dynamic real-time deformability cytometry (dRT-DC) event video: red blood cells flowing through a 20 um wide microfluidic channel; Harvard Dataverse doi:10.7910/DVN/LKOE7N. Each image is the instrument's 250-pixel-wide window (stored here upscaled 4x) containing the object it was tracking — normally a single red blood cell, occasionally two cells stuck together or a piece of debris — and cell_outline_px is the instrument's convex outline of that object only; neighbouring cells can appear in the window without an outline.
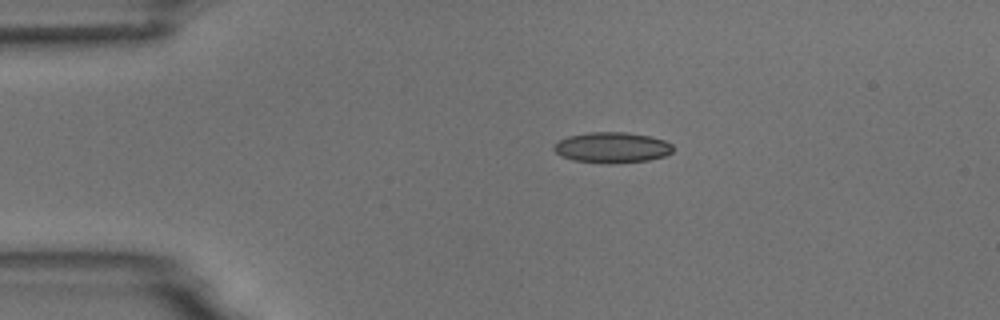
{"species": "common noctule bat (a hibernating species)", "species_latin": "Nyctalus noctula", "temperature_condition": "room temperature", "stored_images_in_passage": 29, "camera_frame_rate_fps": 3000, "um_per_image_px": 0.085, "animal": {"sex": "male", "body_mass_g": 18.8}, "frame": {"image": 1, "passage_image": 1, "time_ms": 0.0, "image_size_px": [1000, 320], "cell_outline_px": [[672, 152], [664, 156], [648, 160], [608, 164], [604, 164], [572, 160], [560, 156], [552, 148], [560, 140], [568, 136], [588, 132], [628, 132], [648, 136], [664, 140], [672, 144]], "centroid_in_image_um": [52.0, 12.54], "position_along_channel_um": 33.0, "area_um2": 21.33}}
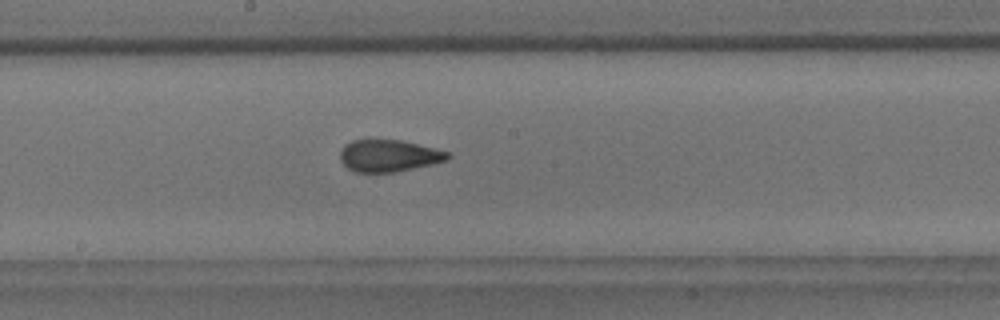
{"frame": {"image": 2, "passage_image": 19, "time_ms": 6.0, "image_size_px": [1000, 320], "cell_outline_px": [[452, 156], [448, 160], [432, 164], [396, 172], [356, 172], [348, 168], [340, 160], [340, 152], [344, 144], [352, 140], [400, 140], [452, 152]], "centroid_in_image_um": [33.08, 13.24], "position_along_channel_um": 215.1, "area_um2": 20.11}}
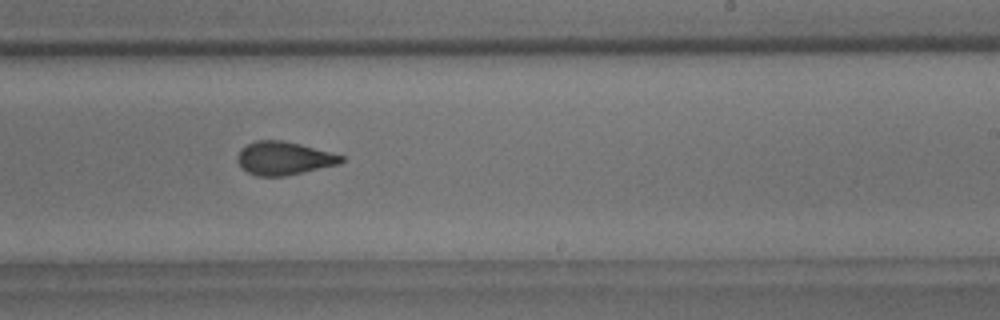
{"frame": {"image": 3, "passage_image": 23, "time_ms": 7.333, "image_size_px": [1000, 320], "cell_outline_px": [[344, 160], [340, 164], [284, 176], [256, 176], [248, 172], [236, 160], [236, 156], [240, 148], [256, 140], [284, 140], [300, 144], [344, 156]], "centroid_in_image_um": [24.11, 13.44], "position_along_channel_um": 264.9, "area_um2": 20.06}}